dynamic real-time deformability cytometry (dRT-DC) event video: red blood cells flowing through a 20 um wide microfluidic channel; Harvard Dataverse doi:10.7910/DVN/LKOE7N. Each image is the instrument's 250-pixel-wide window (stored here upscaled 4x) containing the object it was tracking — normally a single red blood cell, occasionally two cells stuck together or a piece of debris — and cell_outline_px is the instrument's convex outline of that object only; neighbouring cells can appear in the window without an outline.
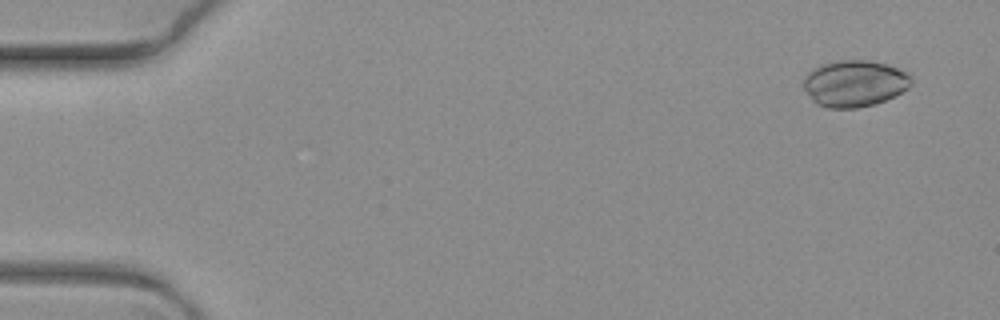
{"species": "common noctule bat (a hibernating species)", "species_latin": "Nyctalus noctula", "temperature_condition": "warm", "stored_images_in_passage": 8, "camera_frame_rate_fps": 3000, "um_per_image_px": 0.085, "animal": {"sex": "female", "body_mass_g": 19.3, "forearm_length_mm": 54.1}, "frame": {"image": 1, "passage_image": 1, "time_ms": 0.0, "image_size_px": [1000, 320], "cell_outline_px": [[912, 84], [908, 88], [876, 104], [856, 108], [828, 108], [816, 104], [812, 100], [804, 88], [804, 76], [812, 68], [820, 64], [836, 60], [868, 60], [888, 64], [908, 72], [912, 76]], "centroid_in_image_um": [72.63, 7.08], "position_along_channel_um": 12.4, "area_um2": 29.48}}
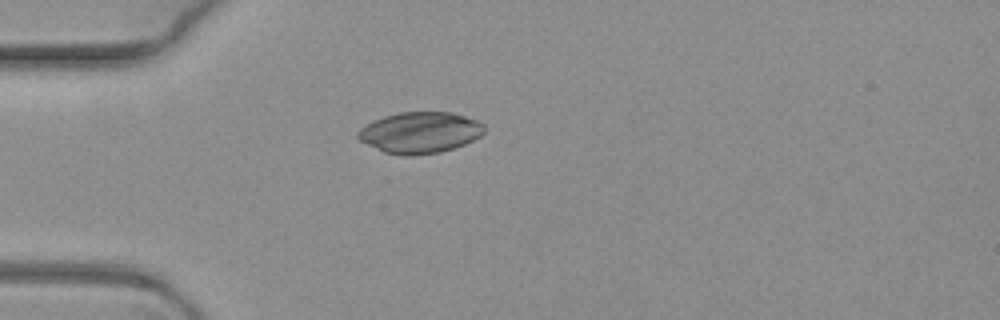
{"frame": {"image": 2, "passage_image": 6, "time_ms": 1.667, "image_size_px": [1000, 320], "cell_outline_px": [[484, 132], [480, 136], [464, 144], [440, 152], [412, 156], [404, 156], [384, 152], [360, 140], [356, 136], [356, 132], [360, 128], [372, 120], [384, 116], [400, 112], [452, 112], [476, 120], [484, 124]], "centroid_in_image_um": [35.67, 11.26], "position_along_channel_um": 49.3, "area_um2": 30.29}}
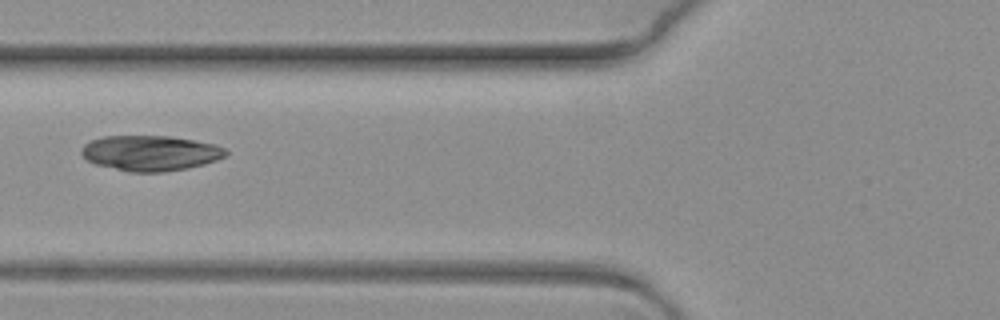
{"frame": {"image": 3, "passage_image": 8, "time_ms": 2.333, "image_size_px": [1000, 320], "cell_outline_px": [[228, 152], [224, 156], [216, 160], [204, 164], [188, 168], [164, 172], [128, 172], [96, 164], [88, 160], [80, 152], [84, 144], [92, 140], [104, 136], [168, 136], [216, 144], [224, 148]], "centroid_in_image_um": [12.78, 13.01], "position_along_channel_um": 113.0, "area_um2": 29.59}}